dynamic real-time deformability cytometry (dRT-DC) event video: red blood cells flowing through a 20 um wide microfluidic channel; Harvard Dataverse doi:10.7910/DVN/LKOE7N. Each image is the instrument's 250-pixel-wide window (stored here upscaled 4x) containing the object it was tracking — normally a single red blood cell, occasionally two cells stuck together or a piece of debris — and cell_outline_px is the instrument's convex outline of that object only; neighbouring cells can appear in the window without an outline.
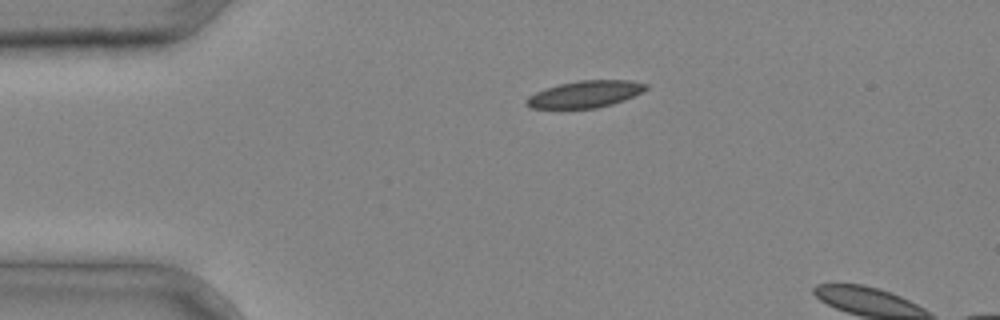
{"species": "common noctule bat (a hibernating species)", "species_latin": "Nyctalus noctula", "temperature_condition": "cold", "stored_images_in_passage": 2, "camera_frame_rate_fps": 3000, "um_per_image_px": 0.085, "animal": {"sex": "male", "body_mass_g": 20.4}, "frame": {"image": 1, "passage_image": 1, "time_ms": 0.0, "image_size_px": [1000, 320], "cell_outline_px": [[648, 88], [624, 100], [612, 104], [596, 108], [532, 108], [524, 104], [524, 100], [528, 96], [536, 92], [560, 84], [580, 80], [628, 80], [648, 84]], "centroid_in_image_um": [49.72, 8.0], "position_along_channel_um": 35.3, "area_um2": 18.5}}